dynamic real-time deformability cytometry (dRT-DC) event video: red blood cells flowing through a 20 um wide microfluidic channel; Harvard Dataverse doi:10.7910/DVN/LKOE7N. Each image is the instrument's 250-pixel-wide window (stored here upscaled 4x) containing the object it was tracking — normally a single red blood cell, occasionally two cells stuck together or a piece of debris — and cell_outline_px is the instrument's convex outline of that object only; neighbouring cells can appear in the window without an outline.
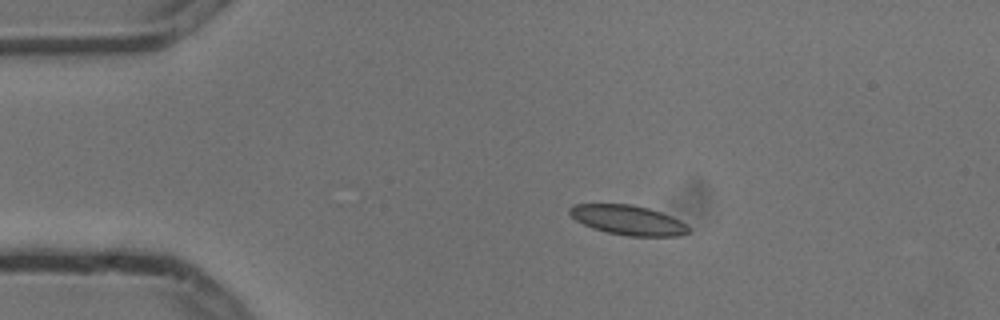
{"species": "common noctule bat (a hibernating species)", "species_latin": "Nyctalus noctula", "temperature_condition": "cold", "stored_images_in_passage": 2, "camera_frame_rate_fps": 3000, "um_per_image_px": 0.085, "animal": {"sex": "male", "body_mass_g": 13.3}, "frame": {"image": 1, "passage_image": 1, "time_ms": 0.0, "image_size_px": [1000, 320], "cell_outline_px": [[692, 228], [688, 232], [680, 236], [628, 236], [608, 232], [592, 228], [576, 220], [568, 212], [568, 208], [572, 204], [632, 204], [648, 208], [672, 216], [688, 224]], "centroid_in_image_um": [53.41, 18.7], "position_along_channel_um": 31.6, "area_um2": 20.69}}